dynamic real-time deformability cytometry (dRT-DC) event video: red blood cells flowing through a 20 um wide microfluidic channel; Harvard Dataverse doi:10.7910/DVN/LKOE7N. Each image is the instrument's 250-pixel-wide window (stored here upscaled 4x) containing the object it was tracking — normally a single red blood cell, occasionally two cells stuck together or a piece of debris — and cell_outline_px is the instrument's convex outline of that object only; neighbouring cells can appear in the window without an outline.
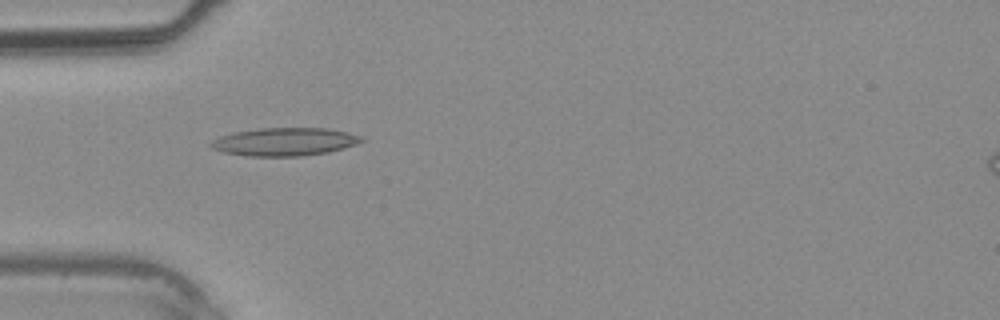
{"species": "common noctule bat (a hibernating species)", "species_latin": "Nyctalus noctula", "temperature_condition": "warm", "stored_images_in_passage": 22, "camera_frame_rate_fps": 3000, "um_per_image_px": 0.085, "animal": {"sex": "male", "body_mass_g": 20.4}, "frame": {"image": 1, "passage_image": 1, "time_ms": 0.0, "image_size_px": [1000, 320], "cell_outline_px": [[364, 140], [356, 144], [344, 148], [328, 152], [300, 156], [248, 156], [224, 152], [212, 148], [208, 144], [212, 140], [220, 136], [232, 132], [260, 128], [328, 128], [348, 132], [364, 136]], "centroid_in_image_um": [24.2, 12.04], "position_along_channel_um": 60.8, "area_um2": 24.74}}
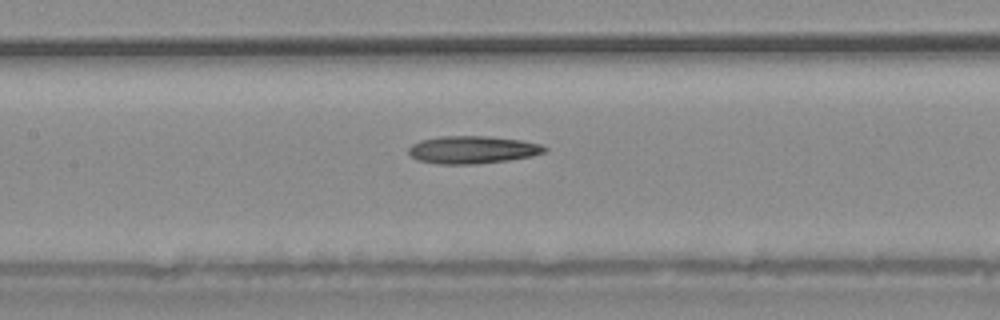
{"frame": {"image": 2, "passage_image": 7, "time_ms": 2.0, "image_size_px": [1000, 320], "cell_outline_px": [[548, 148], [544, 152], [532, 156], [508, 160], [476, 164], [440, 164], [420, 160], [412, 156], [408, 152], [408, 148], [412, 144], [420, 140], [440, 136], [488, 136], [520, 140], [540, 144]], "centroid_in_image_um": [40.16, 12.72], "position_along_channel_um": 167.2, "area_um2": 21.79}}
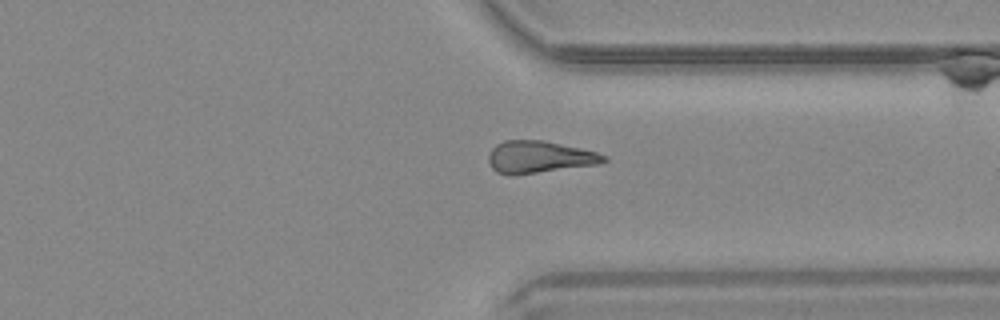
{"frame": {"image": 3, "passage_image": 18, "time_ms": 5.667, "image_size_px": [1000, 320], "cell_outline_px": [[608, 160], [600, 164], [536, 172], [496, 172], [492, 168], [488, 160], [488, 156], [492, 148], [496, 144], [504, 140], [544, 140], [580, 148], [596, 152], [608, 156]], "centroid_in_image_um": [45.89, 13.3], "position_along_channel_um": 365.5, "area_um2": 20.98}}